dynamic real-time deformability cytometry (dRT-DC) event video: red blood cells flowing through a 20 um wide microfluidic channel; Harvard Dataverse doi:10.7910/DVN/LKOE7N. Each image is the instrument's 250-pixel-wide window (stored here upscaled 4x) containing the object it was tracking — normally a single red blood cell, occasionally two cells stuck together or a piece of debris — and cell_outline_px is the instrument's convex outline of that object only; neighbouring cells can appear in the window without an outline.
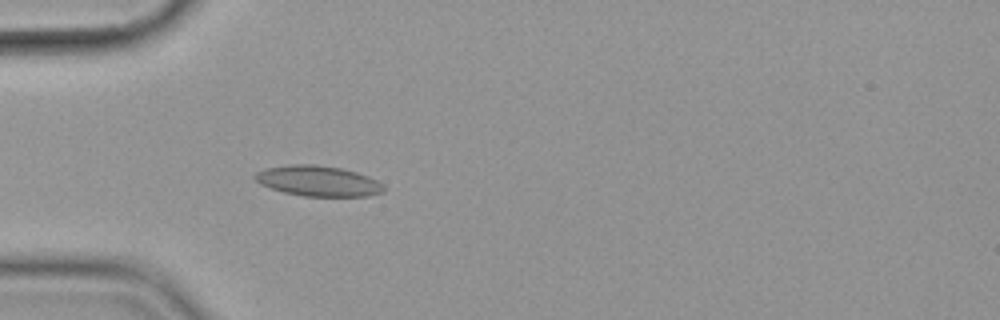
{"species": "common noctule bat (a hibernating species)", "species_latin": "Nyctalus noctula", "temperature_condition": "cold", "stored_images_in_passage": 38, "camera_frame_rate_fps": 3000, "um_per_image_px": 0.085, "animal": {"sex": "female", "body_mass_g": 19.9}, "frame": {"image": 1, "passage_image": 6, "time_ms": 1.667, "image_size_px": [1000, 320], "cell_outline_px": [[384, 192], [368, 196], [304, 196], [284, 192], [260, 184], [252, 176], [256, 172], [264, 168], [292, 164], [316, 164], [340, 168], [356, 172], [368, 176], [376, 180], [384, 188]], "centroid_in_image_um": [27.01, 15.37], "position_along_channel_um": 58.0, "area_um2": 22.77}}
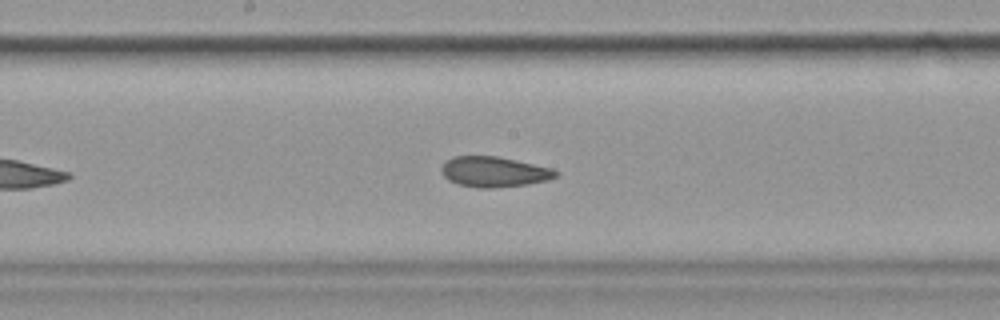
{"frame": {"image": 2, "passage_image": 19, "time_ms": 6.0, "image_size_px": [1000, 320], "cell_outline_px": [[560, 172], [556, 176], [544, 180], [528, 184], [488, 188], [476, 188], [456, 184], [448, 180], [440, 172], [440, 168], [452, 156], [496, 156], [552, 168]], "centroid_in_image_um": [41.94, 14.61], "position_along_channel_um": 206.3, "area_um2": 20.11}}
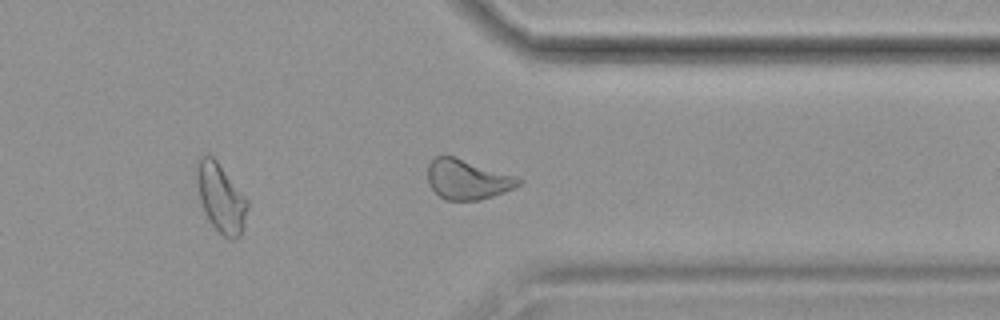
{"frame": {"image": 3, "passage_image": 33, "time_ms": 10.667, "image_size_px": [1000, 320], "cell_outline_px": [[520, 184], [504, 192], [480, 200], [448, 200], [440, 196], [432, 188], [428, 180], [428, 164], [436, 156], [452, 156], [516, 176], [520, 180]], "centroid_in_image_um": [39.71, 15.25], "position_along_channel_um": 371.7, "area_um2": 20.63}, "authors_computed_cell_mechanics": {"area_um2": 20.5479, "velocity_mm_per_s": 3.5548, "shape_relaxation_time_tau1_ms": null, "shape_relaxation_time_tau2_ms": 4.2892, "deformation_change_tau1": null, "deformation_change_tau2": 0.0992}}